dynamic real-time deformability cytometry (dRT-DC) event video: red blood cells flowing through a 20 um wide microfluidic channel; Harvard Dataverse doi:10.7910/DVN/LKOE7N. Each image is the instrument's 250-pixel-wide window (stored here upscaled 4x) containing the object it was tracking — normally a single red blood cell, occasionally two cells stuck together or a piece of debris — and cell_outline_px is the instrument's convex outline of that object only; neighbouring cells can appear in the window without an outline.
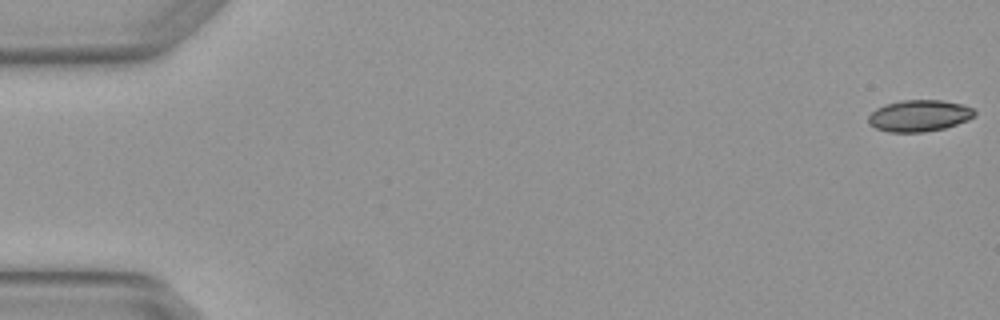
{"species": "Egyptian fruit bat (a non-hibernating species)", "species_latin": "Rousettus aegyptiacus", "temperature_condition": "warm", "stored_images_in_passage": 4, "camera_frame_rate_fps": 3000, "um_per_image_px": 0.085, "animal": {"sex": "female"}, "frame": {"image": 1, "passage_image": 1, "time_ms": 0.0, "image_size_px": [1000, 320], "cell_outline_px": [[976, 116], [968, 120], [944, 128], [924, 132], [888, 132], [876, 128], [868, 124], [868, 116], [876, 108], [884, 104], [900, 100], [940, 100], [964, 104], [972, 108], [976, 112]], "centroid_in_image_um": [78.13, 9.83], "position_along_channel_um": 6.9, "area_um2": 19.71}}